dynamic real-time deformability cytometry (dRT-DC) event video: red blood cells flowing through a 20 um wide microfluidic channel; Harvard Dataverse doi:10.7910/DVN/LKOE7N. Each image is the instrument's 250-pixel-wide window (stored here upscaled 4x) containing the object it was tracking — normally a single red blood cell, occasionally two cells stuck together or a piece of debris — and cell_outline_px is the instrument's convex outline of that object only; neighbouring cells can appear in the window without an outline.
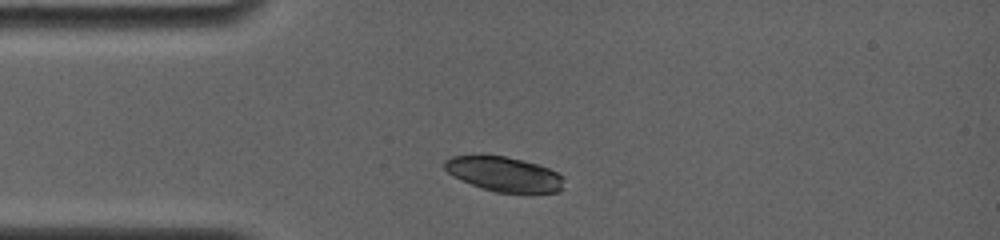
{"species": "common noctule bat (a hibernating species)", "species_latin": "Nyctalus noctula", "temperature_condition": "room temperature", "stored_images_in_passage": 4, "camera_frame_rate_fps": 4000, "um_per_image_px": 0.085, "animal": {"sex": "female", "body_mass_g": 19.0, "forearm_length_mm": 56.7}, "frame": {"image": 1, "passage_image": 1, "time_ms": 0.0, "image_size_px": [1000, 240], "cell_outline_px": [[564, 188], [560, 192], [496, 192], [460, 180], [452, 176], [444, 168], [444, 160], [452, 156], [504, 156], [536, 164], [548, 168], [564, 176]], "centroid_in_image_um": [42.86, 14.81], "position_along_channel_um": 42.1, "area_um2": 23.87}}
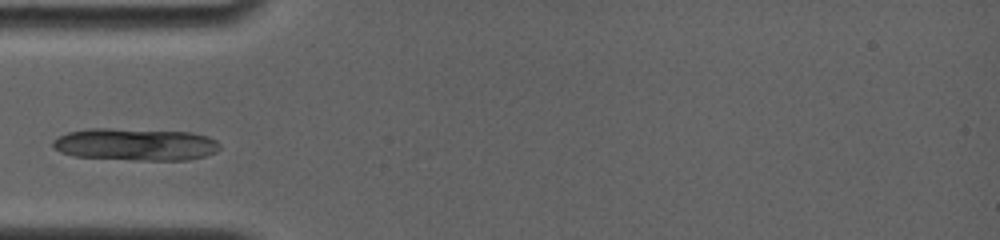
{"frame": {"image": 2, "passage_image": 3, "time_ms": 1.25, "image_size_px": [1000, 240], "cell_outline_px": [[220, 148], [216, 152], [204, 156], [188, 160], [136, 160], [76, 156], [60, 152], [52, 148], [52, 140], [56, 136], [68, 132], [88, 128], [108, 128], [192, 132], [208, 136], [216, 140], [220, 144]], "centroid_in_image_um": [11.5, 12.27], "position_along_channel_um": 73.5, "area_um2": 31.67}}